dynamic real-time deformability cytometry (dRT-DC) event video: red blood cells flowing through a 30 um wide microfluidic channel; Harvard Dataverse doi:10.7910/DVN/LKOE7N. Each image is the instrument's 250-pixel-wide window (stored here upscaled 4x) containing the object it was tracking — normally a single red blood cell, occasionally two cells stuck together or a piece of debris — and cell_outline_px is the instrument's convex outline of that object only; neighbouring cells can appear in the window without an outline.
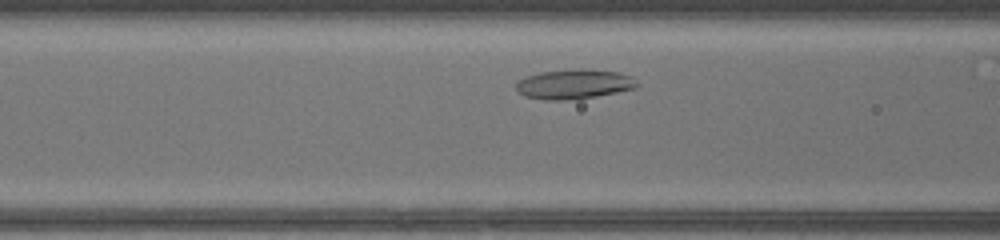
{"species": "common noctule bat (a hibernating species)", "species_latin": "Nyctalus noctula", "temperature_condition": "warm", "stored_images_in_passage": 30, "camera_frame_rate_fps": 3000, "um_per_image_px": 0.085, "animal": {"sex": "female", "body_mass_g": 17.0, "forearm_length_mm": 48.0}, "frame": {"image": 1, "passage_image": 9, "time_ms": 2.667, "image_size_px": [1000, 240], "cell_outline_px": [[640, 84], [636, 88], [596, 96], [564, 100], [544, 100], [524, 96], [516, 92], [516, 80], [524, 76], [540, 72], [616, 72], [632, 76]], "centroid_in_image_um": [48.72, 7.21], "position_along_channel_um": 117.9, "area_um2": 20.0}}
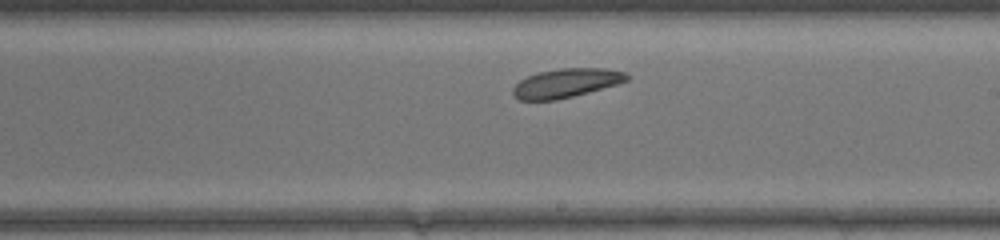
{"frame": {"image": 2, "passage_image": 18, "time_ms": 5.667, "image_size_px": [1000, 240], "cell_outline_px": [[628, 80], [616, 84], [588, 92], [556, 100], [520, 100], [512, 92], [512, 88], [520, 80], [528, 76], [540, 72], [560, 68], [604, 68], [624, 72], [628, 76]], "centroid_in_image_um": [48.1, 7.05], "position_along_channel_um": 240.9, "area_um2": 18.9}}
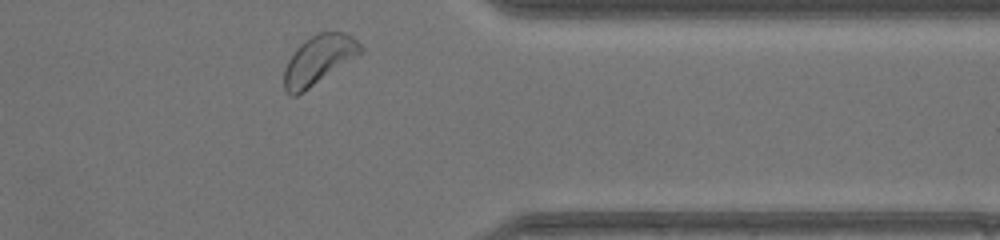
{"frame": {"image": 3, "passage_image": 29, "time_ms": 9.333, "image_size_px": [1000, 240], "cell_outline_px": [[364, 52], [304, 92], [296, 96], [292, 96], [284, 88], [284, 68], [288, 60], [296, 48], [304, 40], [320, 32], [344, 32], [352, 36], [364, 48]], "centroid_in_image_um": [27.1, 5.09], "position_along_channel_um": 384.3, "area_um2": 21.91}, "authors_computed_cell_mechanics": {"area_um2": 20.1433, "velocity_mm_per_s": 4.1079, "shape_relaxation_time_tau1_ms": 1.3229, "shape_relaxation_time_tau2_ms": 6.4108, "deformation_change_tau1": 0.0353, "deformation_change_tau2": 0.1233}}